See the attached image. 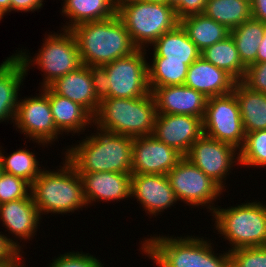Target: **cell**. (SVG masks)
Wrapping results in <instances>:
<instances>
[{
	"label": "cell",
	"instance_id": "cell-1",
	"mask_svg": "<svg viewBox=\"0 0 266 267\" xmlns=\"http://www.w3.org/2000/svg\"><path fill=\"white\" fill-rule=\"evenodd\" d=\"M95 131L85 135L79 144L64 150L65 158L78 173L108 171L131 174L133 138L98 128Z\"/></svg>",
	"mask_w": 266,
	"mask_h": 267
},
{
	"label": "cell",
	"instance_id": "cell-2",
	"mask_svg": "<svg viewBox=\"0 0 266 267\" xmlns=\"http://www.w3.org/2000/svg\"><path fill=\"white\" fill-rule=\"evenodd\" d=\"M150 237L141 241L139 250L151 258L157 267H231L229 252L215 253L211 240L204 237Z\"/></svg>",
	"mask_w": 266,
	"mask_h": 267
},
{
	"label": "cell",
	"instance_id": "cell-3",
	"mask_svg": "<svg viewBox=\"0 0 266 267\" xmlns=\"http://www.w3.org/2000/svg\"><path fill=\"white\" fill-rule=\"evenodd\" d=\"M70 31L85 66H104L138 49L117 14L106 20L81 23Z\"/></svg>",
	"mask_w": 266,
	"mask_h": 267
},
{
	"label": "cell",
	"instance_id": "cell-4",
	"mask_svg": "<svg viewBox=\"0 0 266 267\" xmlns=\"http://www.w3.org/2000/svg\"><path fill=\"white\" fill-rule=\"evenodd\" d=\"M63 159L61 169L43 168L31 184V195L41 217L48 213H74L88 207L80 174L66 158Z\"/></svg>",
	"mask_w": 266,
	"mask_h": 267
},
{
	"label": "cell",
	"instance_id": "cell-5",
	"mask_svg": "<svg viewBox=\"0 0 266 267\" xmlns=\"http://www.w3.org/2000/svg\"><path fill=\"white\" fill-rule=\"evenodd\" d=\"M157 111L151 92L140 98H103L93 116L98 129L131 138L153 133Z\"/></svg>",
	"mask_w": 266,
	"mask_h": 267
},
{
	"label": "cell",
	"instance_id": "cell-6",
	"mask_svg": "<svg viewBox=\"0 0 266 267\" xmlns=\"http://www.w3.org/2000/svg\"><path fill=\"white\" fill-rule=\"evenodd\" d=\"M117 15L138 49L151 47L179 24L174 7L167 3L122 0L117 2Z\"/></svg>",
	"mask_w": 266,
	"mask_h": 267
},
{
	"label": "cell",
	"instance_id": "cell-7",
	"mask_svg": "<svg viewBox=\"0 0 266 267\" xmlns=\"http://www.w3.org/2000/svg\"><path fill=\"white\" fill-rule=\"evenodd\" d=\"M216 207L212 213L217 234L231 246L228 252L243 247L266 246V205L246 202L227 208Z\"/></svg>",
	"mask_w": 266,
	"mask_h": 267
},
{
	"label": "cell",
	"instance_id": "cell-8",
	"mask_svg": "<svg viewBox=\"0 0 266 267\" xmlns=\"http://www.w3.org/2000/svg\"><path fill=\"white\" fill-rule=\"evenodd\" d=\"M44 40L37 56L31 57L27 50L22 49L15 53L22 61L26 72L32 65H37L38 69H41L44 75L41 88L48 87L57 78L83 66L76 39L70 30L61 27L60 33L47 34Z\"/></svg>",
	"mask_w": 266,
	"mask_h": 267
},
{
	"label": "cell",
	"instance_id": "cell-9",
	"mask_svg": "<svg viewBox=\"0 0 266 267\" xmlns=\"http://www.w3.org/2000/svg\"><path fill=\"white\" fill-rule=\"evenodd\" d=\"M166 175L176 199L190 207L206 206V209H209L207 211L213 213L217 206L214 202L223 191L225 192L186 157H183Z\"/></svg>",
	"mask_w": 266,
	"mask_h": 267
},
{
	"label": "cell",
	"instance_id": "cell-10",
	"mask_svg": "<svg viewBox=\"0 0 266 267\" xmlns=\"http://www.w3.org/2000/svg\"><path fill=\"white\" fill-rule=\"evenodd\" d=\"M202 122L203 134L207 137L230 144L238 150L242 148L246 134L233 92L208 98Z\"/></svg>",
	"mask_w": 266,
	"mask_h": 267
},
{
	"label": "cell",
	"instance_id": "cell-11",
	"mask_svg": "<svg viewBox=\"0 0 266 267\" xmlns=\"http://www.w3.org/2000/svg\"><path fill=\"white\" fill-rule=\"evenodd\" d=\"M147 49L104 65L110 85V98H140L150 93L148 85Z\"/></svg>",
	"mask_w": 266,
	"mask_h": 267
},
{
	"label": "cell",
	"instance_id": "cell-12",
	"mask_svg": "<svg viewBox=\"0 0 266 267\" xmlns=\"http://www.w3.org/2000/svg\"><path fill=\"white\" fill-rule=\"evenodd\" d=\"M18 100L14 125L30 141L42 144V146L52 145L62 133L56 128L48 96L41 90L36 97H24Z\"/></svg>",
	"mask_w": 266,
	"mask_h": 267
},
{
	"label": "cell",
	"instance_id": "cell-13",
	"mask_svg": "<svg viewBox=\"0 0 266 267\" xmlns=\"http://www.w3.org/2000/svg\"><path fill=\"white\" fill-rule=\"evenodd\" d=\"M184 157L201 169L223 190H226L224 185H226L227 175L233 170L231 168L240 165L238 149L204 134L192 144Z\"/></svg>",
	"mask_w": 266,
	"mask_h": 267
},
{
	"label": "cell",
	"instance_id": "cell-14",
	"mask_svg": "<svg viewBox=\"0 0 266 267\" xmlns=\"http://www.w3.org/2000/svg\"><path fill=\"white\" fill-rule=\"evenodd\" d=\"M184 156L153 135L133 138L131 174L166 175Z\"/></svg>",
	"mask_w": 266,
	"mask_h": 267
},
{
	"label": "cell",
	"instance_id": "cell-15",
	"mask_svg": "<svg viewBox=\"0 0 266 267\" xmlns=\"http://www.w3.org/2000/svg\"><path fill=\"white\" fill-rule=\"evenodd\" d=\"M152 135L185 156L192 144L203 135L202 118L157 114Z\"/></svg>",
	"mask_w": 266,
	"mask_h": 267
},
{
	"label": "cell",
	"instance_id": "cell-16",
	"mask_svg": "<svg viewBox=\"0 0 266 267\" xmlns=\"http://www.w3.org/2000/svg\"><path fill=\"white\" fill-rule=\"evenodd\" d=\"M132 197H136L145 213L155 217L178 202L167 175L162 174H132Z\"/></svg>",
	"mask_w": 266,
	"mask_h": 267
},
{
	"label": "cell",
	"instance_id": "cell-17",
	"mask_svg": "<svg viewBox=\"0 0 266 267\" xmlns=\"http://www.w3.org/2000/svg\"><path fill=\"white\" fill-rule=\"evenodd\" d=\"M157 114L190 115L204 117L207 97L186 85H169L153 88Z\"/></svg>",
	"mask_w": 266,
	"mask_h": 267
},
{
	"label": "cell",
	"instance_id": "cell-18",
	"mask_svg": "<svg viewBox=\"0 0 266 267\" xmlns=\"http://www.w3.org/2000/svg\"><path fill=\"white\" fill-rule=\"evenodd\" d=\"M87 205L116 202L131 197L132 174L118 172L79 173Z\"/></svg>",
	"mask_w": 266,
	"mask_h": 267
},
{
	"label": "cell",
	"instance_id": "cell-19",
	"mask_svg": "<svg viewBox=\"0 0 266 267\" xmlns=\"http://www.w3.org/2000/svg\"><path fill=\"white\" fill-rule=\"evenodd\" d=\"M235 82L224 70L200 56L188 67L184 85L211 98L232 93Z\"/></svg>",
	"mask_w": 266,
	"mask_h": 267
},
{
	"label": "cell",
	"instance_id": "cell-20",
	"mask_svg": "<svg viewBox=\"0 0 266 267\" xmlns=\"http://www.w3.org/2000/svg\"><path fill=\"white\" fill-rule=\"evenodd\" d=\"M41 218L32 195L0 204V221L6 231L18 240H32L38 231Z\"/></svg>",
	"mask_w": 266,
	"mask_h": 267
},
{
	"label": "cell",
	"instance_id": "cell-21",
	"mask_svg": "<svg viewBox=\"0 0 266 267\" xmlns=\"http://www.w3.org/2000/svg\"><path fill=\"white\" fill-rule=\"evenodd\" d=\"M49 87L56 93L80 104L92 116L98 110L100 99L92 85L89 66H81L78 70L57 78Z\"/></svg>",
	"mask_w": 266,
	"mask_h": 267
},
{
	"label": "cell",
	"instance_id": "cell-22",
	"mask_svg": "<svg viewBox=\"0 0 266 267\" xmlns=\"http://www.w3.org/2000/svg\"><path fill=\"white\" fill-rule=\"evenodd\" d=\"M41 90L48 96L54 124L62 134L80 135L93 126V116L80 104L56 94L49 86Z\"/></svg>",
	"mask_w": 266,
	"mask_h": 267
},
{
	"label": "cell",
	"instance_id": "cell-23",
	"mask_svg": "<svg viewBox=\"0 0 266 267\" xmlns=\"http://www.w3.org/2000/svg\"><path fill=\"white\" fill-rule=\"evenodd\" d=\"M27 74L16 54L0 64V123L9 120L14 123L20 86Z\"/></svg>",
	"mask_w": 266,
	"mask_h": 267
},
{
	"label": "cell",
	"instance_id": "cell-24",
	"mask_svg": "<svg viewBox=\"0 0 266 267\" xmlns=\"http://www.w3.org/2000/svg\"><path fill=\"white\" fill-rule=\"evenodd\" d=\"M151 46H153L152 61H183L190 66L201 56V51L189 39L180 24L164 33Z\"/></svg>",
	"mask_w": 266,
	"mask_h": 267
},
{
	"label": "cell",
	"instance_id": "cell-25",
	"mask_svg": "<svg viewBox=\"0 0 266 267\" xmlns=\"http://www.w3.org/2000/svg\"><path fill=\"white\" fill-rule=\"evenodd\" d=\"M62 15L69 19L62 29L70 30L81 23L109 19L117 14L116 0H62Z\"/></svg>",
	"mask_w": 266,
	"mask_h": 267
},
{
	"label": "cell",
	"instance_id": "cell-26",
	"mask_svg": "<svg viewBox=\"0 0 266 267\" xmlns=\"http://www.w3.org/2000/svg\"><path fill=\"white\" fill-rule=\"evenodd\" d=\"M236 96L245 134L266 129V94L254 91L241 81L235 82Z\"/></svg>",
	"mask_w": 266,
	"mask_h": 267
},
{
	"label": "cell",
	"instance_id": "cell-27",
	"mask_svg": "<svg viewBox=\"0 0 266 267\" xmlns=\"http://www.w3.org/2000/svg\"><path fill=\"white\" fill-rule=\"evenodd\" d=\"M179 24L200 51L230 35L229 29L204 13L185 16L179 20Z\"/></svg>",
	"mask_w": 266,
	"mask_h": 267
},
{
	"label": "cell",
	"instance_id": "cell-28",
	"mask_svg": "<svg viewBox=\"0 0 266 267\" xmlns=\"http://www.w3.org/2000/svg\"><path fill=\"white\" fill-rule=\"evenodd\" d=\"M201 57L219 69L224 70L236 82L241 81L245 75L246 67L239 57L236 44L231 35L205 48L201 51Z\"/></svg>",
	"mask_w": 266,
	"mask_h": 267
},
{
	"label": "cell",
	"instance_id": "cell-29",
	"mask_svg": "<svg viewBox=\"0 0 266 267\" xmlns=\"http://www.w3.org/2000/svg\"><path fill=\"white\" fill-rule=\"evenodd\" d=\"M230 31L252 17L247 0H207L203 12Z\"/></svg>",
	"mask_w": 266,
	"mask_h": 267
},
{
	"label": "cell",
	"instance_id": "cell-30",
	"mask_svg": "<svg viewBox=\"0 0 266 267\" xmlns=\"http://www.w3.org/2000/svg\"><path fill=\"white\" fill-rule=\"evenodd\" d=\"M263 33L264 23L252 17L230 31L239 57L246 68L256 63L258 47Z\"/></svg>",
	"mask_w": 266,
	"mask_h": 267
},
{
	"label": "cell",
	"instance_id": "cell-31",
	"mask_svg": "<svg viewBox=\"0 0 266 267\" xmlns=\"http://www.w3.org/2000/svg\"><path fill=\"white\" fill-rule=\"evenodd\" d=\"M1 148L0 146V162L3 172L21 177L30 184L41 174L43 169L34 152L22 148L10 155H4L5 152H2Z\"/></svg>",
	"mask_w": 266,
	"mask_h": 267
},
{
	"label": "cell",
	"instance_id": "cell-32",
	"mask_svg": "<svg viewBox=\"0 0 266 267\" xmlns=\"http://www.w3.org/2000/svg\"><path fill=\"white\" fill-rule=\"evenodd\" d=\"M188 65L183 61H152L148 63V85L150 91L156 87L184 85Z\"/></svg>",
	"mask_w": 266,
	"mask_h": 267
},
{
	"label": "cell",
	"instance_id": "cell-33",
	"mask_svg": "<svg viewBox=\"0 0 266 267\" xmlns=\"http://www.w3.org/2000/svg\"><path fill=\"white\" fill-rule=\"evenodd\" d=\"M239 163L243 167H265L266 169V129L249 132L239 150Z\"/></svg>",
	"mask_w": 266,
	"mask_h": 267
},
{
	"label": "cell",
	"instance_id": "cell-34",
	"mask_svg": "<svg viewBox=\"0 0 266 267\" xmlns=\"http://www.w3.org/2000/svg\"><path fill=\"white\" fill-rule=\"evenodd\" d=\"M31 196V184L21 177L2 172L0 176V204Z\"/></svg>",
	"mask_w": 266,
	"mask_h": 267
},
{
	"label": "cell",
	"instance_id": "cell-35",
	"mask_svg": "<svg viewBox=\"0 0 266 267\" xmlns=\"http://www.w3.org/2000/svg\"><path fill=\"white\" fill-rule=\"evenodd\" d=\"M229 255L231 267H266V246L238 248Z\"/></svg>",
	"mask_w": 266,
	"mask_h": 267
},
{
	"label": "cell",
	"instance_id": "cell-36",
	"mask_svg": "<svg viewBox=\"0 0 266 267\" xmlns=\"http://www.w3.org/2000/svg\"><path fill=\"white\" fill-rule=\"evenodd\" d=\"M103 265L96 256L89 253L69 251L53 259L48 267H104Z\"/></svg>",
	"mask_w": 266,
	"mask_h": 267
},
{
	"label": "cell",
	"instance_id": "cell-37",
	"mask_svg": "<svg viewBox=\"0 0 266 267\" xmlns=\"http://www.w3.org/2000/svg\"><path fill=\"white\" fill-rule=\"evenodd\" d=\"M241 82L254 91L266 94V62L247 67Z\"/></svg>",
	"mask_w": 266,
	"mask_h": 267
},
{
	"label": "cell",
	"instance_id": "cell-38",
	"mask_svg": "<svg viewBox=\"0 0 266 267\" xmlns=\"http://www.w3.org/2000/svg\"><path fill=\"white\" fill-rule=\"evenodd\" d=\"M91 72L92 85L97 97L110 98L111 81L108 78L106 69L103 66H89Z\"/></svg>",
	"mask_w": 266,
	"mask_h": 267
},
{
	"label": "cell",
	"instance_id": "cell-39",
	"mask_svg": "<svg viewBox=\"0 0 266 267\" xmlns=\"http://www.w3.org/2000/svg\"><path fill=\"white\" fill-rule=\"evenodd\" d=\"M6 235L0 232V261H24L22 257L24 252L21 250L23 248L20 243L15 238Z\"/></svg>",
	"mask_w": 266,
	"mask_h": 267
},
{
	"label": "cell",
	"instance_id": "cell-40",
	"mask_svg": "<svg viewBox=\"0 0 266 267\" xmlns=\"http://www.w3.org/2000/svg\"><path fill=\"white\" fill-rule=\"evenodd\" d=\"M207 0H180V2L174 7L175 14L180 20L181 18L203 13Z\"/></svg>",
	"mask_w": 266,
	"mask_h": 267
},
{
	"label": "cell",
	"instance_id": "cell-41",
	"mask_svg": "<svg viewBox=\"0 0 266 267\" xmlns=\"http://www.w3.org/2000/svg\"><path fill=\"white\" fill-rule=\"evenodd\" d=\"M44 0H11L10 12H34L41 9Z\"/></svg>",
	"mask_w": 266,
	"mask_h": 267
},
{
	"label": "cell",
	"instance_id": "cell-42",
	"mask_svg": "<svg viewBox=\"0 0 266 267\" xmlns=\"http://www.w3.org/2000/svg\"><path fill=\"white\" fill-rule=\"evenodd\" d=\"M251 15L252 18L266 23V0H252Z\"/></svg>",
	"mask_w": 266,
	"mask_h": 267
},
{
	"label": "cell",
	"instance_id": "cell-43",
	"mask_svg": "<svg viewBox=\"0 0 266 267\" xmlns=\"http://www.w3.org/2000/svg\"><path fill=\"white\" fill-rule=\"evenodd\" d=\"M256 63L266 62V23H264V33L260 40Z\"/></svg>",
	"mask_w": 266,
	"mask_h": 267
},
{
	"label": "cell",
	"instance_id": "cell-44",
	"mask_svg": "<svg viewBox=\"0 0 266 267\" xmlns=\"http://www.w3.org/2000/svg\"><path fill=\"white\" fill-rule=\"evenodd\" d=\"M11 0H0V14L4 17L7 13H10Z\"/></svg>",
	"mask_w": 266,
	"mask_h": 267
},
{
	"label": "cell",
	"instance_id": "cell-45",
	"mask_svg": "<svg viewBox=\"0 0 266 267\" xmlns=\"http://www.w3.org/2000/svg\"><path fill=\"white\" fill-rule=\"evenodd\" d=\"M21 261H0V267H25Z\"/></svg>",
	"mask_w": 266,
	"mask_h": 267
},
{
	"label": "cell",
	"instance_id": "cell-46",
	"mask_svg": "<svg viewBox=\"0 0 266 267\" xmlns=\"http://www.w3.org/2000/svg\"><path fill=\"white\" fill-rule=\"evenodd\" d=\"M179 2L180 0H166V3L173 7H175Z\"/></svg>",
	"mask_w": 266,
	"mask_h": 267
},
{
	"label": "cell",
	"instance_id": "cell-47",
	"mask_svg": "<svg viewBox=\"0 0 266 267\" xmlns=\"http://www.w3.org/2000/svg\"><path fill=\"white\" fill-rule=\"evenodd\" d=\"M145 2H159V3H166V0H141Z\"/></svg>",
	"mask_w": 266,
	"mask_h": 267
},
{
	"label": "cell",
	"instance_id": "cell-48",
	"mask_svg": "<svg viewBox=\"0 0 266 267\" xmlns=\"http://www.w3.org/2000/svg\"><path fill=\"white\" fill-rule=\"evenodd\" d=\"M2 166H1V162H0V176H1V174H2Z\"/></svg>",
	"mask_w": 266,
	"mask_h": 267
}]
</instances>
